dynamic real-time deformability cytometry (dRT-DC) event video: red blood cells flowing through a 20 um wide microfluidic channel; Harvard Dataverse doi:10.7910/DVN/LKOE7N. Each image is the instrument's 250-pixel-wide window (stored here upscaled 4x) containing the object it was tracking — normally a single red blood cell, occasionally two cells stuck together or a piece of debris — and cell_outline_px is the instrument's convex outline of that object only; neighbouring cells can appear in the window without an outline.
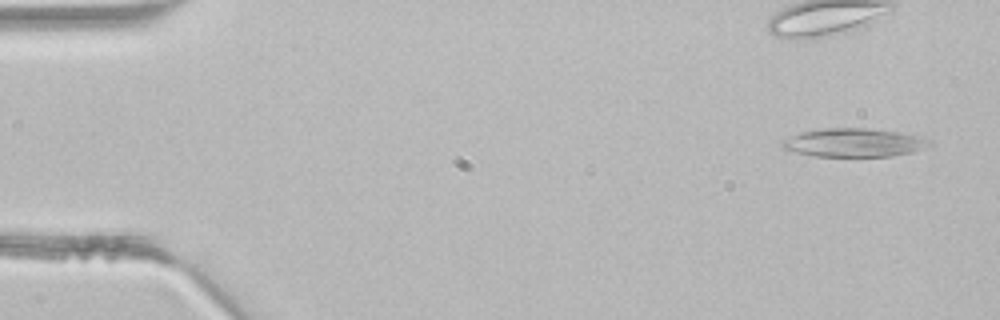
{"species": "common noctule bat (a hibernating species)", "species_latin": "Nyctalus noctula", "temperature_condition": "room temperature", "stored_images_in_passage": 3, "camera_frame_rate_fps": 3000, "um_per_image_px": 0.085, "animal": {"sex": "male", "body_mass_g": 21.5, "forearm_length_mm": 52.0}, "frame": {"image": 1, "passage_image": 1, "time_ms": 0.0, "image_size_px": [1000, 320], "cell_outline_px": [[932, 144], [912, 152], [892, 156], [816, 156], [796, 152], [784, 148], [780, 144], [780, 140], [800, 132], [820, 128], [872, 128], [896, 132], [916, 136], [932, 140]], "centroid_in_image_um": [72.54, 12.11], "position_along_channel_um": 12.5, "area_um2": 24.39}}